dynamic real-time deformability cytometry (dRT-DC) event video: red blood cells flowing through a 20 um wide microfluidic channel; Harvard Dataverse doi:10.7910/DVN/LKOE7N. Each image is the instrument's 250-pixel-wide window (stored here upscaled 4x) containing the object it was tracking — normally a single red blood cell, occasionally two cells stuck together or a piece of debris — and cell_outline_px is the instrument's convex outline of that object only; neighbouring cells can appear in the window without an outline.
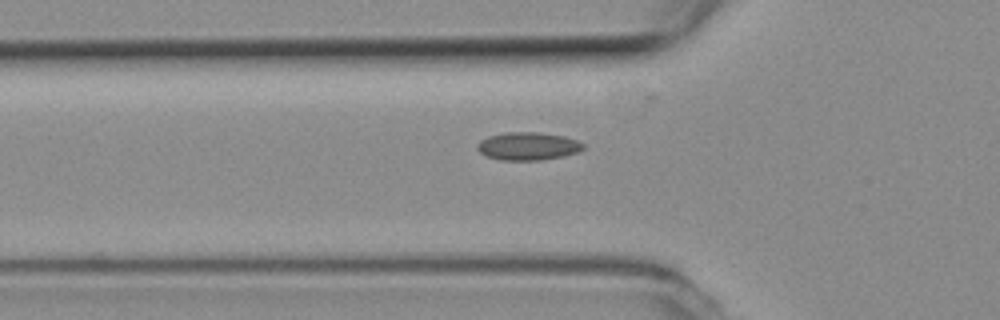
{"species": "common noctule bat (a hibernating species)", "species_latin": "Nyctalus noctula", "temperature_condition": "room temperature", "stored_images_in_passage": 33, "camera_frame_rate_fps": 3000, "um_per_image_px": 0.085, "animal": {"sex": "female", "body_mass_g": 19.3, "forearm_length_mm": 54.1}, "frame": {"image": 1, "passage_image": 2, "time_ms": 0.333, "image_size_px": [1000, 320], "cell_outline_px": [[584, 148], [580, 152], [564, 156], [540, 160], [500, 160], [484, 156], [476, 148], [476, 144], [480, 140], [488, 136], [508, 132], [536, 132], [564, 136], [576, 140], [584, 144]], "centroid_in_image_um": [44.86, 12.43], "position_along_channel_um": 80.9, "area_um2": 17.4}}
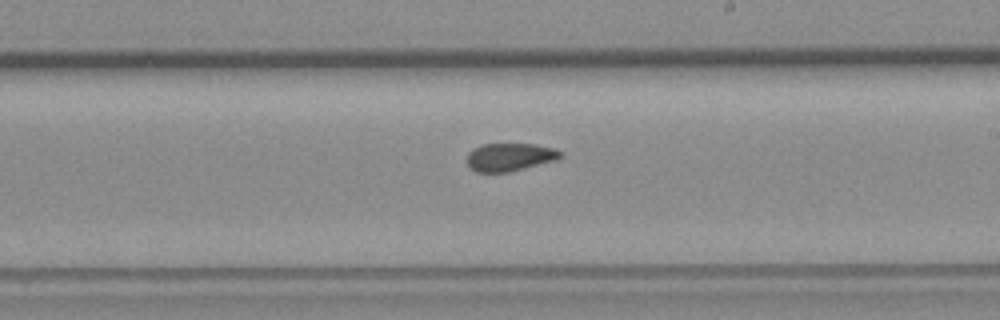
{"frame": {"image": 2, "passage_image": 15, "time_ms": 4.667, "image_size_px": [1000, 320], "cell_outline_px": [[564, 152], [556, 160], [508, 172], [476, 172], [468, 164], [468, 152], [484, 144], [532, 144], [556, 148]], "centroid_in_image_um": [43.37, 13.34], "position_along_channel_um": 245.6, "area_um2": 15.03}}
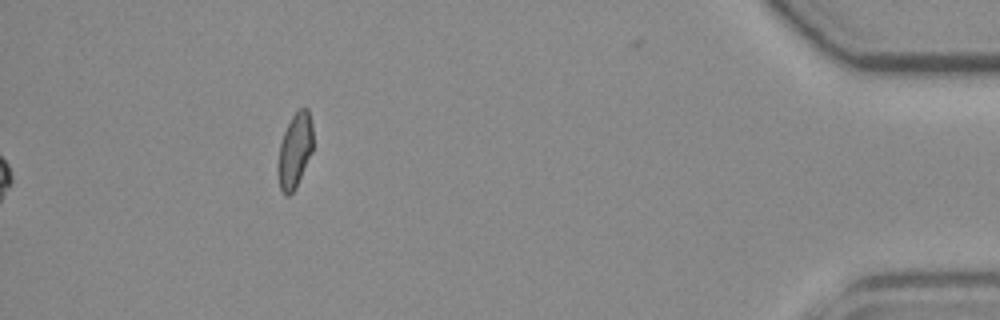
{"frame": {"image": 3, "passage_image": 33, "time_ms": 10.667, "image_size_px": [1000, 320], "cell_outline_px": [[312, 152], [296, 188], [288, 196], [284, 196], [280, 188], [276, 172], [276, 164], [280, 144], [284, 132], [292, 116], [300, 108], [308, 108], [312, 124]], "centroid_in_image_um": [25.03, 12.84], "position_along_channel_um": 410.2, "area_um2": 15.49}, "authors_computed_cell_mechanics": {"area_um2": 15.9528, "velocity_mm_per_s": 3.7914, "shape_relaxation_time_tau1_ms": null, "shape_relaxation_time_tau2_ms": 2.634, "deformation_change_tau1": null, "deformation_change_tau2": 0.0668}}